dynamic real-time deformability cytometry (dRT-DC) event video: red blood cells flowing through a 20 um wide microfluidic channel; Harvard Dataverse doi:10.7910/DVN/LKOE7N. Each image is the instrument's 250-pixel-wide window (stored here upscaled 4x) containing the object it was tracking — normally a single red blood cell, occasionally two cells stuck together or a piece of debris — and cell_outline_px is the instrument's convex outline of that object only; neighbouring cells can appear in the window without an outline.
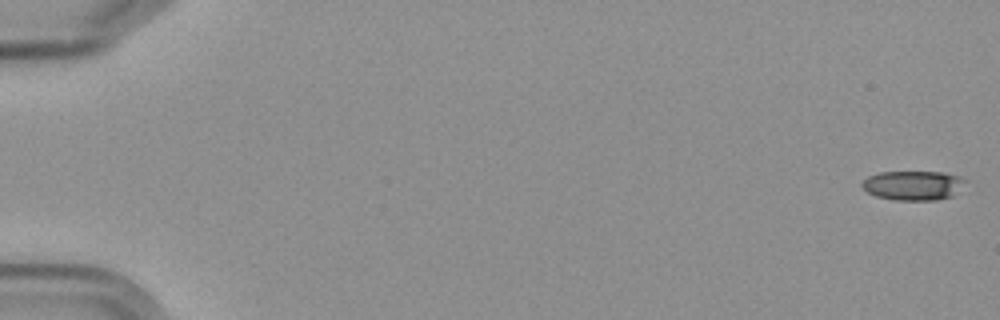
{"species": "Egyptian fruit bat (a non-hibernating species)", "species_latin": "Rousettus aegyptiacus", "temperature_condition": "cold", "stored_images_in_passage": 5, "camera_frame_rate_fps": 3000, "um_per_image_px": 0.085, "frame": {"image": 1, "passage_image": 1, "time_ms": 0.0, "image_size_px": [1000, 320], "cell_outline_px": [[968, 180], [952, 196], [936, 200], [892, 200], [876, 196], [868, 192], [860, 184], [868, 176], [880, 172], [944, 172], [960, 176]], "centroid_in_image_um": [77.63, 15.75], "position_along_channel_um": 7.4, "area_um2": 17.74}}